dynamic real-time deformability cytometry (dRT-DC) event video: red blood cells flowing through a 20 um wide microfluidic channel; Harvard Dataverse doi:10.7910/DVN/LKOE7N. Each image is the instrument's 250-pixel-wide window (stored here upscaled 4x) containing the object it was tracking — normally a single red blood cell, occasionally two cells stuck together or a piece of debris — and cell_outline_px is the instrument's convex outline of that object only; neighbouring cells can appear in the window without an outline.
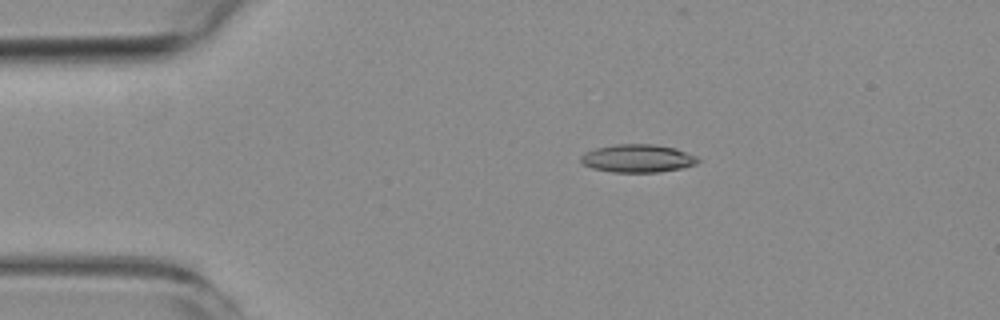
{"species": "common noctule bat (a hibernating species)", "species_latin": "Nyctalus noctula", "temperature_condition": "room temperature", "stored_images_in_passage": 8, "camera_frame_rate_fps": 3000, "um_per_image_px": 0.085, "animal": {"sex": "female", "body_mass_g": 19.3, "forearm_length_mm": 54.1}, "frame": {"image": 1, "passage_image": 2, "time_ms": 1.0, "image_size_px": [1000, 320], "cell_outline_px": [[700, 160], [696, 164], [680, 168], [660, 172], [612, 172], [592, 168], [584, 164], [580, 160], [580, 156], [584, 152], [596, 148], [616, 144], [656, 144], [676, 148], [696, 156]], "centroid_in_image_um": [54.19, 13.46], "position_along_channel_um": 30.8, "area_um2": 19.13}}
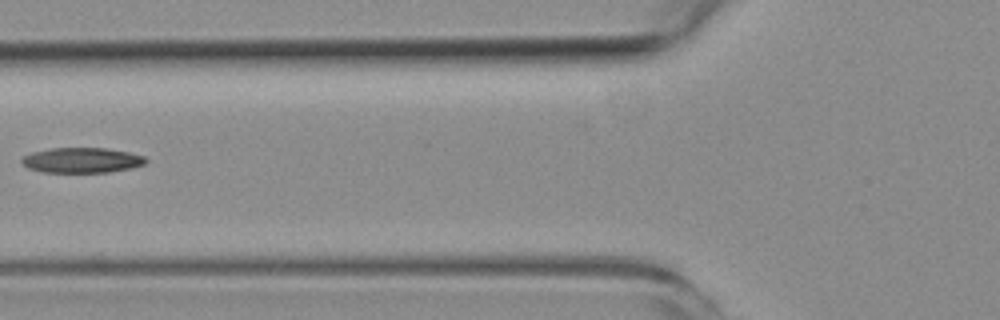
{"frame": {"image": 2, "passage_image": 5, "time_ms": 4.667, "image_size_px": [1000, 320], "cell_outline_px": [[148, 160], [144, 164], [132, 168], [108, 172], [40, 172], [28, 168], [20, 164], [20, 160], [24, 156], [32, 152], [52, 148], [108, 148], [128, 152], [144, 156]], "centroid_in_image_um": [6.93, 13.62], "position_along_channel_um": 118.9, "area_um2": 18.32}}
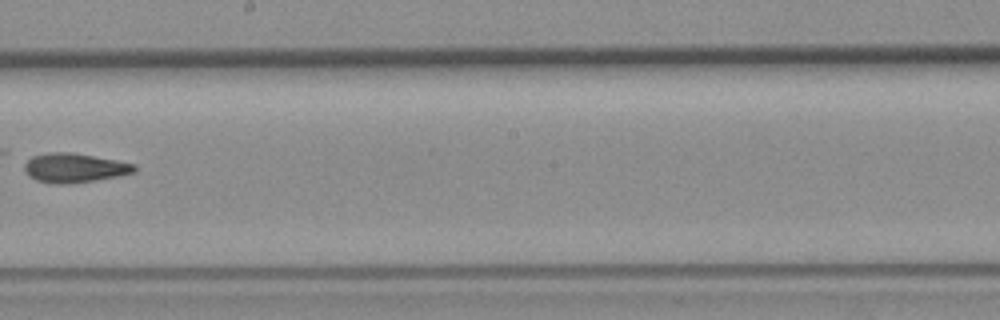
{"frame": {"image": 3, "passage_image": 8, "time_ms": 8.0, "image_size_px": [1000, 320], "cell_outline_px": [[136, 172], [116, 176], [72, 184], [52, 184], [36, 180], [28, 176], [24, 172], [24, 160], [32, 156], [48, 152], [72, 152], [116, 160], [136, 164]], "centroid_in_image_um": [6.27, 14.27], "position_along_channel_um": 241.9, "area_um2": 19.02}}